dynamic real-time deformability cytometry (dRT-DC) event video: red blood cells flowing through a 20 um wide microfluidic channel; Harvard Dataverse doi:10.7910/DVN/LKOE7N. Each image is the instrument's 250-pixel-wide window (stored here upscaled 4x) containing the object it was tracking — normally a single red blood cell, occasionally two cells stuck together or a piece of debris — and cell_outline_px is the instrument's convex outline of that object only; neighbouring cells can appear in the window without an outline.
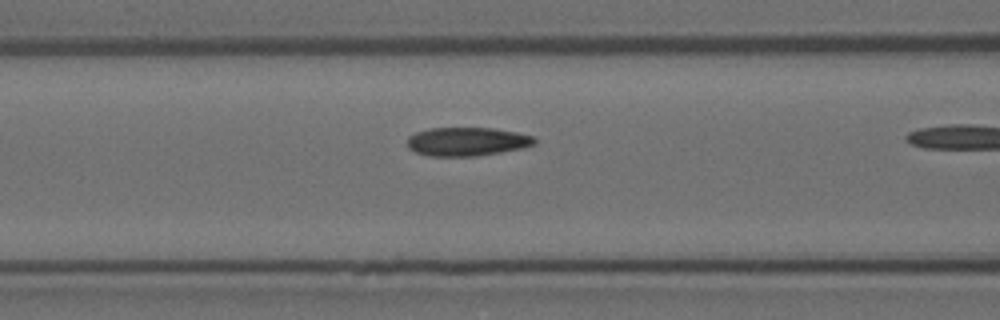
{"species": "Egyptian fruit bat (a non-hibernating species)", "species_latin": "Rousettus aegyptiacus", "temperature_condition": "room temperature", "stored_images_in_passage": 11, "camera_frame_rate_fps": 3000, "um_per_image_px": 0.085, "animal": {"sex": "female"}, "frame": {"image": 1, "passage_image": 7, "time_ms": 2.0, "image_size_px": [1000, 320], "cell_outline_px": [[536, 144], [520, 148], [500, 152], [476, 156], [428, 156], [416, 152], [408, 148], [408, 136], [416, 132], [428, 128], [492, 128], [516, 132], [532, 136], [536, 140]], "centroid_in_image_um": [39.66, 12.03], "position_along_channel_um": 126.9, "area_um2": 21.15}}
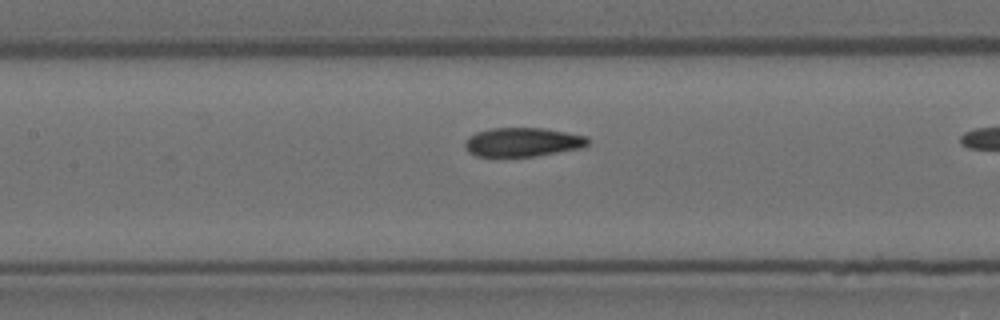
{"frame": {"image": 2, "passage_image": 10, "time_ms": 3.0, "image_size_px": [1000, 320], "cell_outline_px": [[592, 140], [588, 144], [580, 148], [536, 156], [476, 156], [468, 152], [464, 144], [468, 136], [476, 132], [492, 128], [544, 128], [588, 136]], "centroid_in_image_um": [44.44, 12.07], "position_along_channel_um": 163.0, "area_um2": 20.81}}